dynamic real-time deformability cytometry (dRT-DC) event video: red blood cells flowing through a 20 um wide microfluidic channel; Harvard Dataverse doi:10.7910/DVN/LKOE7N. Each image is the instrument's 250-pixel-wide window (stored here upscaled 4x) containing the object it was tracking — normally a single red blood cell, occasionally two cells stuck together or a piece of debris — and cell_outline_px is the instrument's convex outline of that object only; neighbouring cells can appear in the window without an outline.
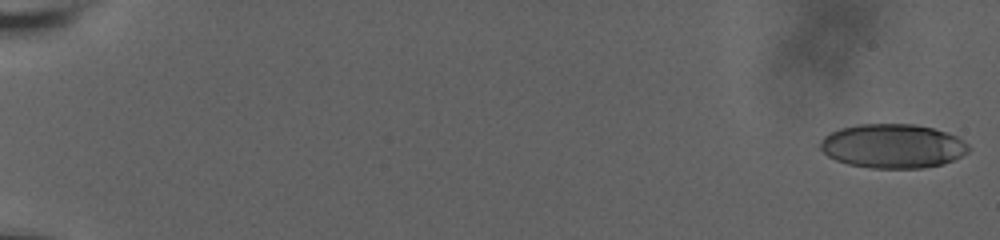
{"species": "human", "species_latin": "Homo sapiens", "temperature_condition": "room temperature", "stored_images_in_passage": 59, "camera_frame_rate_fps": 3000, "um_per_image_px": 0.085, "donor": {"sex": "male"}, "frame": {"image": 1, "passage_image": 1, "time_ms": 0.0, "image_size_px": [1000, 240], "cell_outline_px": [[972, 148], [968, 152], [944, 164], [920, 168], [872, 168], [848, 164], [836, 160], [828, 156], [820, 148], [820, 140], [824, 136], [840, 128], [860, 124], [916, 124], [932, 128], [956, 136], [968, 144]], "centroid_in_image_um": [75.88, 12.41], "position_along_channel_um": 9.1, "area_um2": 38.09}}
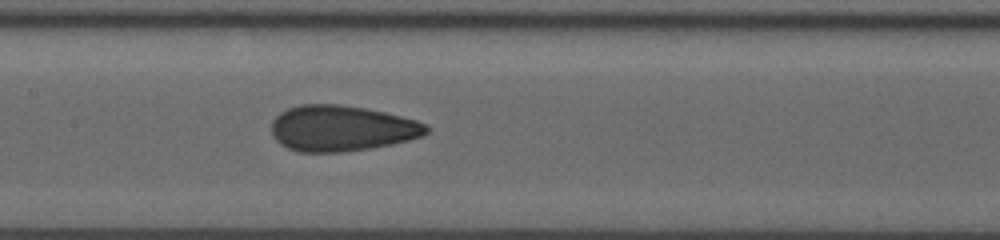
{"frame": {"image": 2, "passage_image": 32, "time_ms": 10.333, "image_size_px": [1000, 240], "cell_outline_px": [[428, 132], [424, 136], [392, 144], [372, 148], [340, 152], [300, 152], [288, 148], [280, 144], [272, 136], [272, 120], [280, 112], [288, 108], [300, 104], [340, 104], [364, 108], [384, 112], [416, 120], [428, 124]], "centroid_in_image_um": [29.03, 10.91], "position_along_channel_um": 178.4, "area_um2": 41.5}}
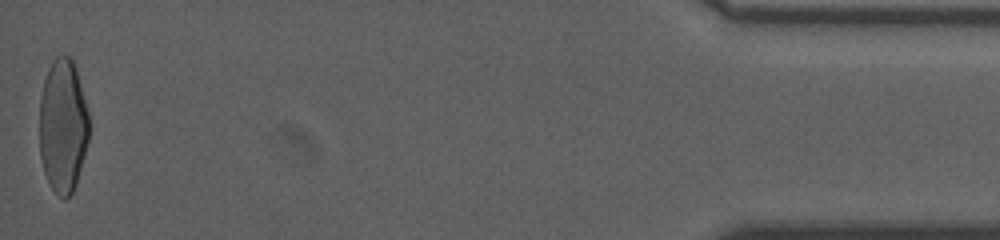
{"frame": {"image": 3, "passage_image": 59, "time_ms": 19.333, "image_size_px": [1000, 240], "cell_outline_px": [[88, 140], [76, 184], [72, 192], [64, 200], [52, 188], [44, 172], [40, 156], [40, 96], [44, 80], [48, 68], [52, 60], [56, 56], [68, 56], [72, 60], [76, 68], [88, 112]], "centroid_in_image_um": [5.34, 10.68], "position_along_channel_um": 429.9, "area_um2": 38.38}, "authors_computed_cell_mechanics": {"area_um2": 39.593, "velocity_mm_per_s": 3.72, "shape_relaxation_time_tau1_ms": 7.6201, "shape_relaxation_time_tau2_ms": 0.9911, "deformation_change_tau1": 0.1956, "deformation_change_tau2": 0.0755}}